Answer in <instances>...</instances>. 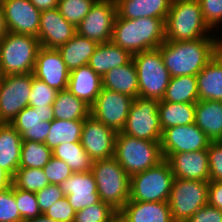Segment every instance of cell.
<instances>
[{
  "label": "cell",
  "mask_w": 222,
  "mask_h": 222,
  "mask_svg": "<svg viewBox=\"0 0 222 222\" xmlns=\"http://www.w3.org/2000/svg\"><path fill=\"white\" fill-rule=\"evenodd\" d=\"M50 127L29 128L21 134V139L45 143Z\"/></svg>",
  "instance_id": "50"
},
{
  "label": "cell",
  "mask_w": 222,
  "mask_h": 222,
  "mask_svg": "<svg viewBox=\"0 0 222 222\" xmlns=\"http://www.w3.org/2000/svg\"><path fill=\"white\" fill-rule=\"evenodd\" d=\"M162 100L171 103H196L199 100L196 76L171 77Z\"/></svg>",
  "instance_id": "33"
},
{
  "label": "cell",
  "mask_w": 222,
  "mask_h": 222,
  "mask_svg": "<svg viewBox=\"0 0 222 222\" xmlns=\"http://www.w3.org/2000/svg\"><path fill=\"white\" fill-rule=\"evenodd\" d=\"M40 11L50 10L58 7L59 0H30Z\"/></svg>",
  "instance_id": "51"
},
{
  "label": "cell",
  "mask_w": 222,
  "mask_h": 222,
  "mask_svg": "<svg viewBox=\"0 0 222 222\" xmlns=\"http://www.w3.org/2000/svg\"><path fill=\"white\" fill-rule=\"evenodd\" d=\"M49 184L43 169L18 168L12 177V185L29 192H38Z\"/></svg>",
  "instance_id": "37"
},
{
  "label": "cell",
  "mask_w": 222,
  "mask_h": 222,
  "mask_svg": "<svg viewBox=\"0 0 222 222\" xmlns=\"http://www.w3.org/2000/svg\"><path fill=\"white\" fill-rule=\"evenodd\" d=\"M97 46V42L76 33L57 50L60 52L67 68L71 71L87 65Z\"/></svg>",
  "instance_id": "29"
},
{
  "label": "cell",
  "mask_w": 222,
  "mask_h": 222,
  "mask_svg": "<svg viewBox=\"0 0 222 222\" xmlns=\"http://www.w3.org/2000/svg\"><path fill=\"white\" fill-rule=\"evenodd\" d=\"M117 216V210L100 200L98 203L77 211L74 222H111Z\"/></svg>",
  "instance_id": "38"
},
{
  "label": "cell",
  "mask_w": 222,
  "mask_h": 222,
  "mask_svg": "<svg viewBox=\"0 0 222 222\" xmlns=\"http://www.w3.org/2000/svg\"><path fill=\"white\" fill-rule=\"evenodd\" d=\"M207 25L214 29L222 22V0H198Z\"/></svg>",
  "instance_id": "46"
},
{
  "label": "cell",
  "mask_w": 222,
  "mask_h": 222,
  "mask_svg": "<svg viewBox=\"0 0 222 222\" xmlns=\"http://www.w3.org/2000/svg\"><path fill=\"white\" fill-rule=\"evenodd\" d=\"M209 182L174 178L168 204L174 222H186L208 204Z\"/></svg>",
  "instance_id": "9"
},
{
  "label": "cell",
  "mask_w": 222,
  "mask_h": 222,
  "mask_svg": "<svg viewBox=\"0 0 222 222\" xmlns=\"http://www.w3.org/2000/svg\"><path fill=\"white\" fill-rule=\"evenodd\" d=\"M42 169L48 178L49 184L60 185L73 174L71 168L63 160L57 159L54 156L51 157Z\"/></svg>",
  "instance_id": "43"
},
{
  "label": "cell",
  "mask_w": 222,
  "mask_h": 222,
  "mask_svg": "<svg viewBox=\"0 0 222 222\" xmlns=\"http://www.w3.org/2000/svg\"><path fill=\"white\" fill-rule=\"evenodd\" d=\"M0 222H22L13 185L0 191Z\"/></svg>",
  "instance_id": "42"
},
{
  "label": "cell",
  "mask_w": 222,
  "mask_h": 222,
  "mask_svg": "<svg viewBox=\"0 0 222 222\" xmlns=\"http://www.w3.org/2000/svg\"><path fill=\"white\" fill-rule=\"evenodd\" d=\"M4 1L5 0H0V7H2Z\"/></svg>",
  "instance_id": "57"
},
{
  "label": "cell",
  "mask_w": 222,
  "mask_h": 222,
  "mask_svg": "<svg viewBox=\"0 0 222 222\" xmlns=\"http://www.w3.org/2000/svg\"><path fill=\"white\" fill-rule=\"evenodd\" d=\"M208 151L209 181L222 180V141H211Z\"/></svg>",
  "instance_id": "44"
},
{
  "label": "cell",
  "mask_w": 222,
  "mask_h": 222,
  "mask_svg": "<svg viewBox=\"0 0 222 222\" xmlns=\"http://www.w3.org/2000/svg\"><path fill=\"white\" fill-rule=\"evenodd\" d=\"M111 222H123V220L119 216H117Z\"/></svg>",
  "instance_id": "55"
},
{
  "label": "cell",
  "mask_w": 222,
  "mask_h": 222,
  "mask_svg": "<svg viewBox=\"0 0 222 222\" xmlns=\"http://www.w3.org/2000/svg\"><path fill=\"white\" fill-rule=\"evenodd\" d=\"M53 156L45 143L25 140L22 142L19 168L42 169Z\"/></svg>",
  "instance_id": "36"
},
{
  "label": "cell",
  "mask_w": 222,
  "mask_h": 222,
  "mask_svg": "<svg viewBox=\"0 0 222 222\" xmlns=\"http://www.w3.org/2000/svg\"><path fill=\"white\" fill-rule=\"evenodd\" d=\"M75 213L76 211L64 196L50 206L44 215L57 222H74Z\"/></svg>",
  "instance_id": "45"
},
{
  "label": "cell",
  "mask_w": 222,
  "mask_h": 222,
  "mask_svg": "<svg viewBox=\"0 0 222 222\" xmlns=\"http://www.w3.org/2000/svg\"><path fill=\"white\" fill-rule=\"evenodd\" d=\"M120 18H160L166 21L172 0H115Z\"/></svg>",
  "instance_id": "23"
},
{
  "label": "cell",
  "mask_w": 222,
  "mask_h": 222,
  "mask_svg": "<svg viewBox=\"0 0 222 222\" xmlns=\"http://www.w3.org/2000/svg\"><path fill=\"white\" fill-rule=\"evenodd\" d=\"M97 0H59L60 14L77 27Z\"/></svg>",
  "instance_id": "39"
},
{
  "label": "cell",
  "mask_w": 222,
  "mask_h": 222,
  "mask_svg": "<svg viewBox=\"0 0 222 222\" xmlns=\"http://www.w3.org/2000/svg\"><path fill=\"white\" fill-rule=\"evenodd\" d=\"M23 140L16 129L8 123H0V167L11 177L19 168Z\"/></svg>",
  "instance_id": "27"
},
{
  "label": "cell",
  "mask_w": 222,
  "mask_h": 222,
  "mask_svg": "<svg viewBox=\"0 0 222 222\" xmlns=\"http://www.w3.org/2000/svg\"><path fill=\"white\" fill-rule=\"evenodd\" d=\"M6 33L7 29L4 20V13L2 7H0V41L4 38Z\"/></svg>",
  "instance_id": "53"
},
{
  "label": "cell",
  "mask_w": 222,
  "mask_h": 222,
  "mask_svg": "<svg viewBox=\"0 0 222 222\" xmlns=\"http://www.w3.org/2000/svg\"><path fill=\"white\" fill-rule=\"evenodd\" d=\"M102 88V76L88 64L70 71L67 90L90 107L95 103Z\"/></svg>",
  "instance_id": "22"
},
{
  "label": "cell",
  "mask_w": 222,
  "mask_h": 222,
  "mask_svg": "<svg viewBox=\"0 0 222 222\" xmlns=\"http://www.w3.org/2000/svg\"><path fill=\"white\" fill-rule=\"evenodd\" d=\"M165 21L160 18H115L111 41L132 56L158 48L165 41Z\"/></svg>",
  "instance_id": "2"
},
{
  "label": "cell",
  "mask_w": 222,
  "mask_h": 222,
  "mask_svg": "<svg viewBox=\"0 0 222 222\" xmlns=\"http://www.w3.org/2000/svg\"><path fill=\"white\" fill-rule=\"evenodd\" d=\"M211 141H222V102L198 100L194 122Z\"/></svg>",
  "instance_id": "25"
},
{
  "label": "cell",
  "mask_w": 222,
  "mask_h": 222,
  "mask_svg": "<svg viewBox=\"0 0 222 222\" xmlns=\"http://www.w3.org/2000/svg\"><path fill=\"white\" fill-rule=\"evenodd\" d=\"M116 16L115 0H97L76 27L77 33L98 44L111 41Z\"/></svg>",
  "instance_id": "13"
},
{
  "label": "cell",
  "mask_w": 222,
  "mask_h": 222,
  "mask_svg": "<svg viewBox=\"0 0 222 222\" xmlns=\"http://www.w3.org/2000/svg\"><path fill=\"white\" fill-rule=\"evenodd\" d=\"M195 106L196 103H171L160 100L158 114L162 131L172 126L194 123Z\"/></svg>",
  "instance_id": "31"
},
{
  "label": "cell",
  "mask_w": 222,
  "mask_h": 222,
  "mask_svg": "<svg viewBox=\"0 0 222 222\" xmlns=\"http://www.w3.org/2000/svg\"><path fill=\"white\" fill-rule=\"evenodd\" d=\"M76 33L77 28L60 14L58 8L41 11L37 37L40 47L58 49Z\"/></svg>",
  "instance_id": "18"
},
{
  "label": "cell",
  "mask_w": 222,
  "mask_h": 222,
  "mask_svg": "<svg viewBox=\"0 0 222 222\" xmlns=\"http://www.w3.org/2000/svg\"><path fill=\"white\" fill-rule=\"evenodd\" d=\"M35 194L42 214H44L56 201L65 196L58 184H48Z\"/></svg>",
  "instance_id": "47"
},
{
  "label": "cell",
  "mask_w": 222,
  "mask_h": 222,
  "mask_svg": "<svg viewBox=\"0 0 222 222\" xmlns=\"http://www.w3.org/2000/svg\"><path fill=\"white\" fill-rule=\"evenodd\" d=\"M132 60V55L114 44L112 41L98 44L93 55L90 57L88 65L100 76L110 71L112 68L126 65Z\"/></svg>",
  "instance_id": "28"
},
{
  "label": "cell",
  "mask_w": 222,
  "mask_h": 222,
  "mask_svg": "<svg viewBox=\"0 0 222 222\" xmlns=\"http://www.w3.org/2000/svg\"><path fill=\"white\" fill-rule=\"evenodd\" d=\"M53 116V105L50 107H25L18 115L11 121V125L21 135L29 128L36 127H50Z\"/></svg>",
  "instance_id": "35"
},
{
  "label": "cell",
  "mask_w": 222,
  "mask_h": 222,
  "mask_svg": "<svg viewBox=\"0 0 222 222\" xmlns=\"http://www.w3.org/2000/svg\"><path fill=\"white\" fill-rule=\"evenodd\" d=\"M212 37L188 41L165 40L158 49L170 77L196 76L222 49V40Z\"/></svg>",
  "instance_id": "1"
},
{
  "label": "cell",
  "mask_w": 222,
  "mask_h": 222,
  "mask_svg": "<svg viewBox=\"0 0 222 222\" xmlns=\"http://www.w3.org/2000/svg\"><path fill=\"white\" fill-rule=\"evenodd\" d=\"M186 222H222V210L206 204L198 209Z\"/></svg>",
  "instance_id": "48"
},
{
  "label": "cell",
  "mask_w": 222,
  "mask_h": 222,
  "mask_svg": "<svg viewBox=\"0 0 222 222\" xmlns=\"http://www.w3.org/2000/svg\"><path fill=\"white\" fill-rule=\"evenodd\" d=\"M208 204L222 210V180L209 181Z\"/></svg>",
  "instance_id": "49"
},
{
  "label": "cell",
  "mask_w": 222,
  "mask_h": 222,
  "mask_svg": "<svg viewBox=\"0 0 222 222\" xmlns=\"http://www.w3.org/2000/svg\"><path fill=\"white\" fill-rule=\"evenodd\" d=\"M211 28L204 21L198 0H172L165 21L167 41H188L209 37ZM207 34V35H206Z\"/></svg>",
  "instance_id": "3"
},
{
  "label": "cell",
  "mask_w": 222,
  "mask_h": 222,
  "mask_svg": "<svg viewBox=\"0 0 222 222\" xmlns=\"http://www.w3.org/2000/svg\"><path fill=\"white\" fill-rule=\"evenodd\" d=\"M91 172L100 200L119 211L129 201L130 176L114 157L93 161Z\"/></svg>",
  "instance_id": "5"
},
{
  "label": "cell",
  "mask_w": 222,
  "mask_h": 222,
  "mask_svg": "<svg viewBox=\"0 0 222 222\" xmlns=\"http://www.w3.org/2000/svg\"><path fill=\"white\" fill-rule=\"evenodd\" d=\"M33 75L57 91L68 88L70 70L57 49L39 48Z\"/></svg>",
  "instance_id": "17"
},
{
  "label": "cell",
  "mask_w": 222,
  "mask_h": 222,
  "mask_svg": "<svg viewBox=\"0 0 222 222\" xmlns=\"http://www.w3.org/2000/svg\"><path fill=\"white\" fill-rule=\"evenodd\" d=\"M33 73L11 74L0 83V123H8L29 104Z\"/></svg>",
  "instance_id": "11"
},
{
  "label": "cell",
  "mask_w": 222,
  "mask_h": 222,
  "mask_svg": "<svg viewBox=\"0 0 222 222\" xmlns=\"http://www.w3.org/2000/svg\"><path fill=\"white\" fill-rule=\"evenodd\" d=\"M137 69L139 97L162 100L170 81L158 48L142 51L132 56Z\"/></svg>",
  "instance_id": "8"
},
{
  "label": "cell",
  "mask_w": 222,
  "mask_h": 222,
  "mask_svg": "<svg viewBox=\"0 0 222 222\" xmlns=\"http://www.w3.org/2000/svg\"><path fill=\"white\" fill-rule=\"evenodd\" d=\"M14 196L22 222L41 216L37 196L34 192L25 191L14 187Z\"/></svg>",
  "instance_id": "41"
},
{
  "label": "cell",
  "mask_w": 222,
  "mask_h": 222,
  "mask_svg": "<svg viewBox=\"0 0 222 222\" xmlns=\"http://www.w3.org/2000/svg\"><path fill=\"white\" fill-rule=\"evenodd\" d=\"M57 93L56 89L49 87L46 83L34 77L28 106L32 108L50 107L53 105Z\"/></svg>",
  "instance_id": "40"
},
{
  "label": "cell",
  "mask_w": 222,
  "mask_h": 222,
  "mask_svg": "<svg viewBox=\"0 0 222 222\" xmlns=\"http://www.w3.org/2000/svg\"><path fill=\"white\" fill-rule=\"evenodd\" d=\"M134 98L102 88L91 106L90 115L116 133L123 130Z\"/></svg>",
  "instance_id": "12"
},
{
  "label": "cell",
  "mask_w": 222,
  "mask_h": 222,
  "mask_svg": "<svg viewBox=\"0 0 222 222\" xmlns=\"http://www.w3.org/2000/svg\"><path fill=\"white\" fill-rule=\"evenodd\" d=\"M91 107L70 91H58L53 103L54 119L85 120L90 115Z\"/></svg>",
  "instance_id": "30"
},
{
  "label": "cell",
  "mask_w": 222,
  "mask_h": 222,
  "mask_svg": "<svg viewBox=\"0 0 222 222\" xmlns=\"http://www.w3.org/2000/svg\"><path fill=\"white\" fill-rule=\"evenodd\" d=\"M52 153L55 158L63 160L73 173L91 171L93 161L82 147L81 141L61 143Z\"/></svg>",
  "instance_id": "34"
},
{
  "label": "cell",
  "mask_w": 222,
  "mask_h": 222,
  "mask_svg": "<svg viewBox=\"0 0 222 222\" xmlns=\"http://www.w3.org/2000/svg\"><path fill=\"white\" fill-rule=\"evenodd\" d=\"M2 9L7 32L38 37L41 11L30 0H5Z\"/></svg>",
  "instance_id": "16"
},
{
  "label": "cell",
  "mask_w": 222,
  "mask_h": 222,
  "mask_svg": "<svg viewBox=\"0 0 222 222\" xmlns=\"http://www.w3.org/2000/svg\"><path fill=\"white\" fill-rule=\"evenodd\" d=\"M60 188L76 212L100 201L91 171L73 173L60 184Z\"/></svg>",
  "instance_id": "19"
},
{
  "label": "cell",
  "mask_w": 222,
  "mask_h": 222,
  "mask_svg": "<svg viewBox=\"0 0 222 222\" xmlns=\"http://www.w3.org/2000/svg\"><path fill=\"white\" fill-rule=\"evenodd\" d=\"M114 158L131 177L164 160L160 141H149L119 132L115 137Z\"/></svg>",
  "instance_id": "4"
},
{
  "label": "cell",
  "mask_w": 222,
  "mask_h": 222,
  "mask_svg": "<svg viewBox=\"0 0 222 222\" xmlns=\"http://www.w3.org/2000/svg\"><path fill=\"white\" fill-rule=\"evenodd\" d=\"M105 89L126 94L132 98L139 97L137 69L133 60L126 65L112 68L102 76Z\"/></svg>",
  "instance_id": "26"
},
{
  "label": "cell",
  "mask_w": 222,
  "mask_h": 222,
  "mask_svg": "<svg viewBox=\"0 0 222 222\" xmlns=\"http://www.w3.org/2000/svg\"><path fill=\"white\" fill-rule=\"evenodd\" d=\"M169 162L174 178L209 182L208 151L198 150L172 154Z\"/></svg>",
  "instance_id": "20"
},
{
  "label": "cell",
  "mask_w": 222,
  "mask_h": 222,
  "mask_svg": "<svg viewBox=\"0 0 222 222\" xmlns=\"http://www.w3.org/2000/svg\"><path fill=\"white\" fill-rule=\"evenodd\" d=\"M159 101L136 97L130 106L121 132L138 139L160 141L162 129L158 114Z\"/></svg>",
  "instance_id": "10"
},
{
  "label": "cell",
  "mask_w": 222,
  "mask_h": 222,
  "mask_svg": "<svg viewBox=\"0 0 222 222\" xmlns=\"http://www.w3.org/2000/svg\"><path fill=\"white\" fill-rule=\"evenodd\" d=\"M3 77H4V75H3V72H2V69H1V63H0V83L3 80Z\"/></svg>",
  "instance_id": "56"
},
{
  "label": "cell",
  "mask_w": 222,
  "mask_h": 222,
  "mask_svg": "<svg viewBox=\"0 0 222 222\" xmlns=\"http://www.w3.org/2000/svg\"><path fill=\"white\" fill-rule=\"evenodd\" d=\"M210 143L211 140L195 123L164 129L160 140L162 155L166 160L174 153L206 150Z\"/></svg>",
  "instance_id": "14"
},
{
  "label": "cell",
  "mask_w": 222,
  "mask_h": 222,
  "mask_svg": "<svg viewBox=\"0 0 222 222\" xmlns=\"http://www.w3.org/2000/svg\"><path fill=\"white\" fill-rule=\"evenodd\" d=\"M199 100L222 102V49L196 75Z\"/></svg>",
  "instance_id": "24"
},
{
  "label": "cell",
  "mask_w": 222,
  "mask_h": 222,
  "mask_svg": "<svg viewBox=\"0 0 222 222\" xmlns=\"http://www.w3.org/2000/svg\"><path fill=\"white\" fill-rule=\"evenodd\" d=\"M39 48L37 37L7 32L0 41V63L3 75L33 73Z\"/></svg>",
  "instance_id": "6"
},
{
  "label": "cell",
  "mask_w": 222,
  "mask_h": 222,
  "mask_svg": "<svg viewBox=\"0 0 222 222\" xmlns=\"http://www.w3.org/2000/svg\"><path fill=\"white\" fill-rule=\"evenodd\" d=\"M25 222H57V221L52 220V219L46 217L44 214H42L41 216H38L34 219L27 220Z\"/></svg>",
  "instance_id": "54"
},
{
  "label": "cell",
  "mask_w": 222,
  "mask_h": 222,
  "mask_svg": "<svg viewBox=\"0 0 222 222\" xmlns=\"http://www.w3.org/2000/svg\"><path fill=\"white\" fill-rule=\"evenodd\" d=\"M174 174L164 159L156 166L130 177L129 200L142 202H168Z\"/></svg>",
  "instance_id": "7"
},
{
  "label": "cell",
  "mask_w": 222,
  "mask_h": 222,
  "mask_svg": "<svg viewBox=\"0 0 222 222\" xmlns=\"http://www.w3.org/2000/svg\"><path fill=\"white\" fill-rule=\"evenodd\" d=\"M12 185V177L0 167V191Z\"/></svg>",
  "instance_id": "52"
},
{
  "label": "cell",
  "mask_w": 222,
  "mask_h": 222,
  "mask_svg": "<svg viewBox=\"0 0 222 222\" xmlns=\"http://www.w3.org/2000/svg\"><path fill=\"white\" fill-rule=\"evenodd\" d=\"M116 132L89 115L82 127L81 144L92 161L114 157Z\"/></svg>",
  "instance_id": "15"
},
{
  "label": "cell",
  "mask_w": 222,
  "mask_h": 222,
  "mask_svg": "<svg viewBox=\"0 0 222 222\" xmlns=\"http://www.w3.org/2000/svg\"><path fill=\"white\" fill-rule=\"evenodd\" d=\"M84 120H59L51 121L50 132L45 144L54 150L61 143L80 142Z\"/></svg>",
  "instance_id": "32"
},
{
  "label": "cell",
  "mask_w": 222,
  "mask_h": 222,
  "mask_svg": "<svg viewBox=\"0 0 222 222\" xmlns=\"http://www.w3.org/2000/svg\"><path fill=\"white\" fill-rule=\"evenodd\" d=\"M123 222H174L168 202L129 200L119 211Z\"/></svg>",
  "instance_id": "21"
}]
</instances>
